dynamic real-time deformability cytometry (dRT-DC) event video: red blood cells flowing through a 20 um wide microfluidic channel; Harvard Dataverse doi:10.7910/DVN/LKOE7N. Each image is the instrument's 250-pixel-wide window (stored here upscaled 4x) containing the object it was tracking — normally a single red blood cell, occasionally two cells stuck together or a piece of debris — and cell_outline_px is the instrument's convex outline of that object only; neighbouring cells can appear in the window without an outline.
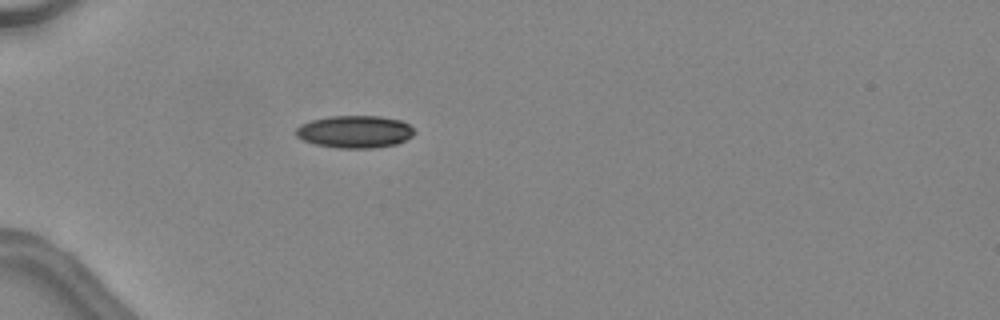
{"species": "common noctule bat (a hibernating species)", "species_latin": "Nyctalus noctula", "temperature_condition": "warm", "stored_images_in_passage": 32, "camera_frame_rate_fps": 3000, "um_per_image_px": 0.085, "animal": {"sex": "female", "body_mass_g": 24.6, "forearm_length_mm": 56.2}, "frame": {"image": 1, "passage_image": 1, "time_ms": 0.0, "image_size_px": [1000, 320], "cell_outline_px": [[416, 132], [412, 136], [396, 144], [372, 148], [340, 148], [316, 144], [304, 140], [296, 136], [296, 128], [300, 124], [312, 120], [328, 116], [380, 116], [400, 120], [408, 124]], "centroid_in_image_um": [30.16, 11.19], "position_along_channel_um": 54.8, "area_um2": 22.25}}
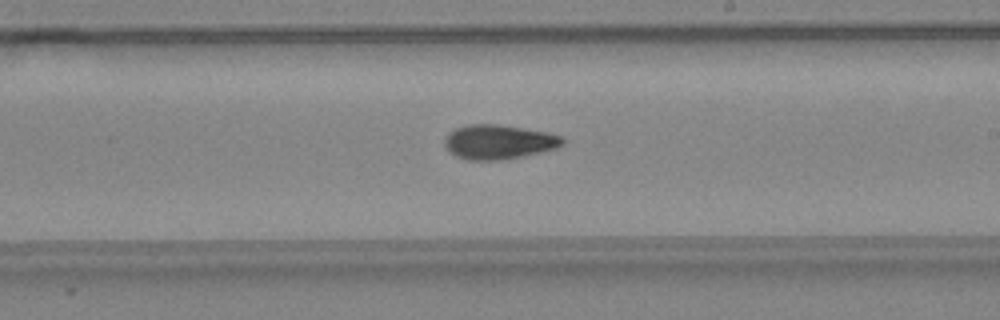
{"frame": {"image": 2, "passage_image": 15, "time_ms": 4.667, "image_size_px": [1000, 320], "cell_outline_px": [[564, 144], [556, 148], [540, 152], [500, 160], [468, 160], [456, 156], [448, 152], [444, 148], [444, 140], [448, 132], [456, 128], [468, 124], [496, 124], [548, 132], [560, 136], [564, 140]], "centroid_in_image_um": [42.33, 12.06], "position_along_channel_um": 246.7, "area_um2": 23.64}}
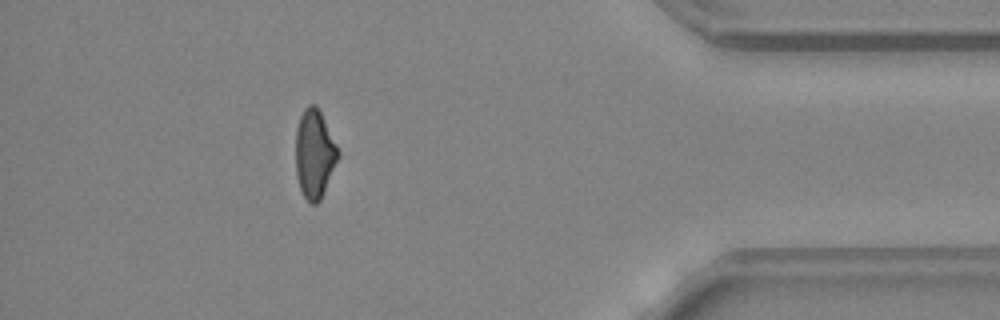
{"frame": {"image": 3, "passage_image": 28, "time_ms": 9.0, "image_size_px": [1000, 320], "cell_outline_px": [[340, 156], [324, 192], [320, 200], [316, 204], [312, 204], [304, 196], [300, 188], [296, 176], [296, 128], [300, 116], [304, 108], [308, 104], [316, 104], [340, 152]], "centroid_in_image_um": [26.73, 13.08], "position_along_channel_um": 408.5, "area_um2": 21.85}, "authors_computed_cell_mechanics": {"area_um2": 22.9466, "velocity_mm_per_s": 4.5602, "shape_relaxation_time_tau1_ms": 6.4649, "shape_relaxation_time_tau2_ms": 3.6612, "deformation_change_tau1": 0.1927, "deformation_change_tau2": 0.1139}}